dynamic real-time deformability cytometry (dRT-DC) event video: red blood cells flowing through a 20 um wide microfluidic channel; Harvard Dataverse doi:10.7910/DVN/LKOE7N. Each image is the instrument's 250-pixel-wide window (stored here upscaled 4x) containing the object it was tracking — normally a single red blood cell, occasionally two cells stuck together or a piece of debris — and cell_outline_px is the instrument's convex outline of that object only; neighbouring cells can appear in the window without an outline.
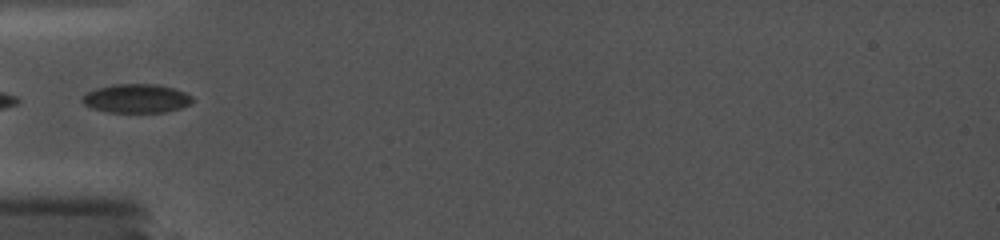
{"species": "common noctule bat (a hibernating species)", "species_latin": "Nyctalus noctula", "temperature_condition": "cold", "stored_images_in_passage": 18, "camera_frame_rate_fps": 5000, "um_per_image_px": 0.085, "animal": {"sex": "female", "body_mass_g": 19.0, "forearm_length_mm": 56.7}, "frame": {"image": 1, "passage_image": 1, "time_ms": 0.0, "image_size_px": [1000, 240], "cell_outline_px": [[192, 100], [188, 104], [180, 108], [164, 112], [108, 112], [92, 108], [84, 104], [80, 100], [88, 92], [96, 88], [112, 84], [156, 84], [172, 88], [184, 92], [192, 96]], "centroid_in_image_um": [11.56, 8.36], "position_along_channel_um": 73.4, "area_um2": 18.32}}
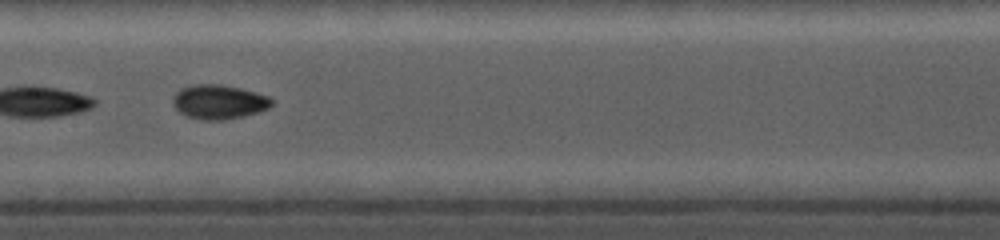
{"frame": {"image": 2, "passage_image": 8, "time_ms": 3.0, "image_size_px": [1000, 240], "cell_outline_px": [[276, 100], [268, 108], [260, 112], [244, 116], [224, 120], [200, 120], [188, 116], [180, 112], [172, 104], [172, 96], [180, 88], [192, 84], [220, 84], [240, 88], [256, 92], [268, 96]], "centroid_in_image_um": [18.61, 8.66], "position_along_channel_um": 188.8, "area_um2": 20.06}}
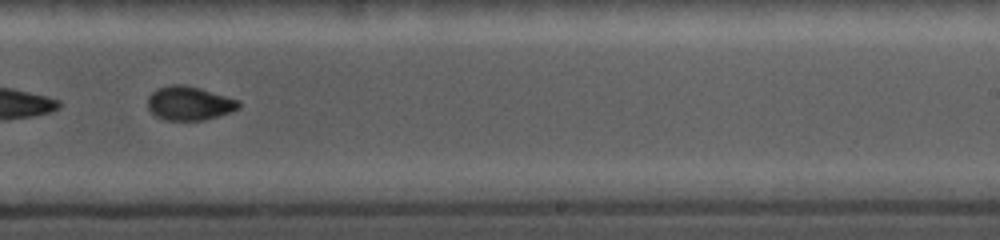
{"frame": {"image": 3, "passage_image": 11, "time_ms": 5.2, "image_size_px": [1000, 240], "cell_outline_px": [[240, 108], [232, 112], [204, 120], [164, 120], [156, 116], [148, 108], [148, 96], [156, 88], [172, 84], [184, 84], [200, 88], [240, 100]], "centroid_in_image_um": [16.1, 8.77], "position_along_channel_um": 272.9, "area_um2": 18.15}}